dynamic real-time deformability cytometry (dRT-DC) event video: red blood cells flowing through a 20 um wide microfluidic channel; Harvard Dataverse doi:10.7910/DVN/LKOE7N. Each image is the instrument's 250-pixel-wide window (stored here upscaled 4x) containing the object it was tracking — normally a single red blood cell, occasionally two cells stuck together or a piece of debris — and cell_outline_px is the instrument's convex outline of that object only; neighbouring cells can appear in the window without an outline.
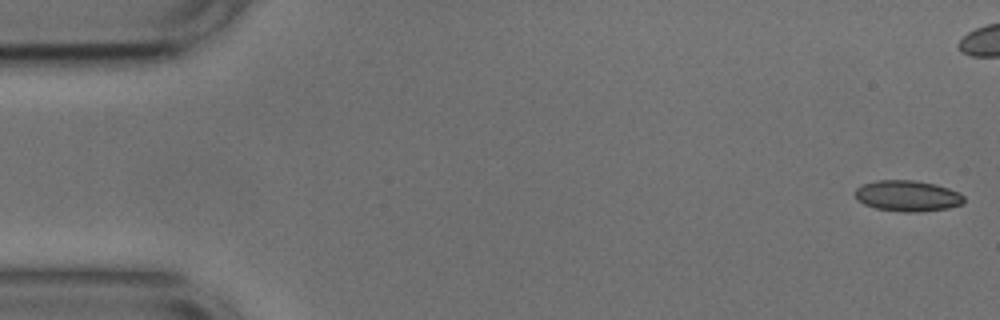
{"species": "common noctule bat (a hibernating species)", "species_latin": "Nyctalus noctula", "temperature_condition": "cold", "stored_images_in_passage": 54, "camera_frame_rate_fps": 3000, "um_per_image_px": 0.085, "animal": {"sex": "male", "body_mass_g": 17.9, "forearm_length_mm": 54.2}, "frame": {"image": 1, "passage_image": 1, "time_ms": 0.0, "image_size_px": [1000, 320], "cell_outline_px": [[964, 204], [948, 208], [916, 212], [904, 212], [876, 208], [864, 204], [856, 200], [856, 188], [864, 184], [876, 180], [912, 180], [936, 184], [948, 188], [964, 196]], "centroid_in_image_um": [77.14, 16.65], "position_along_channel_um": 7.9, "area_um2": 19.54}}
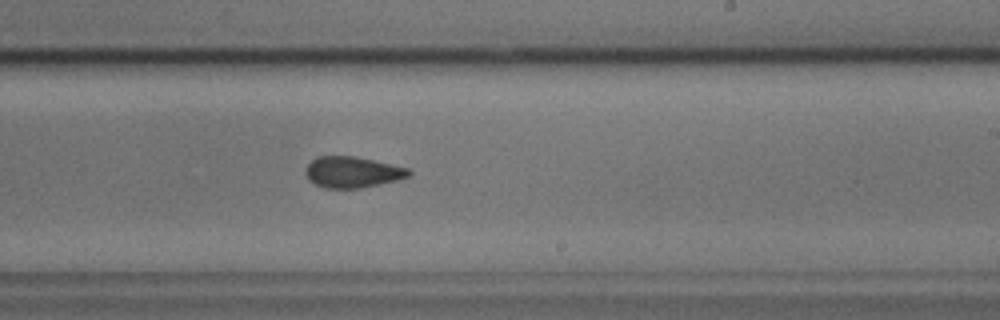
{"frame": {"image": 2, "passage_image": 31, "time_ms": 10.0, "image_size_px": [1000, 320], "cell_outline_px": [[412, 176], [396, 180], [360, 188], [324, 188], [308, 180], [304, 172], [304, 168], [316, 156], [356, 156], [392, 164], [408, 168], [412, 172]], "centroid_in_image_um": [29.94, 14.62], "position_along_channel_um": 259.1, "area_um2": 18.84}}
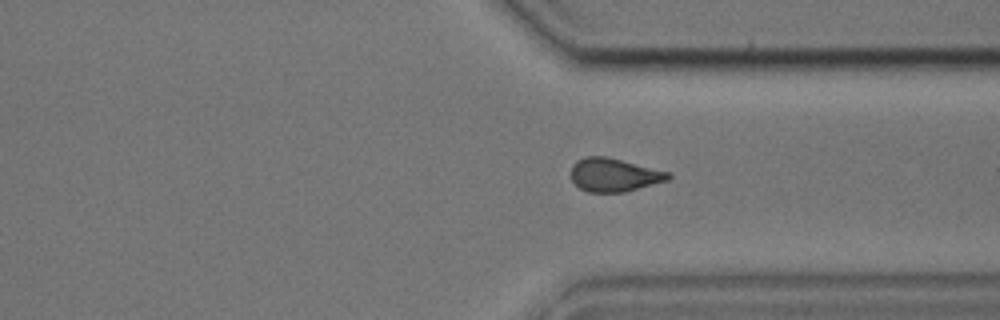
{"frame": {"image": 3, "passage_image": 39, "time_ms": 12.667, "image_size_px": [1000, 320], "cell_outline_px": [[672, 176], [668, 180], [624, 192], [588, 192], [580, 188], [572, 180], [572, 164], [576, 160], [584, 156], [604, 156], [672, 172]], "centroid_in_image_um": [52.21, 14.86], "position_along_channel_um": 359.2, "area_um2": 18.9}, "authors_computed_cell_mechanics": {"area_um2": 19.2185, "velocity_mm_per_s": 3.7661, "shape_relaxation_time_tau1_ms": null, "shape_relaxation_time_tau2_ms": 2.0664, "deformation_change_tau1": null, "deformation_change_tau2": 0.0749}}